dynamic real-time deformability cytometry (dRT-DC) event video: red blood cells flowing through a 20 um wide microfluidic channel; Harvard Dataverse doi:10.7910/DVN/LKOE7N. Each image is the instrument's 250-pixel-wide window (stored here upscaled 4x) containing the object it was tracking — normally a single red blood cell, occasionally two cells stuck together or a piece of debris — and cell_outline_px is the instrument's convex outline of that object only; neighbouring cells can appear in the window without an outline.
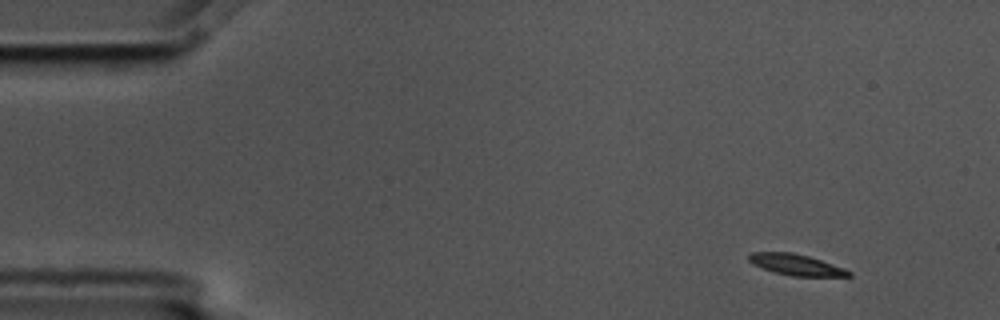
{"species": "common noctule bat (a hibernating species)", "species_latin": "Nyctalus noctula", "temperature_condition": "cold", "stored_images_in_passage": 4, "camera_frame_rate_fps": 3000, "um_per_image_px": 0.085, "animal": {"sex": "male", "body_mass_g": 17.5, "forearm_length_mm": 52.3}, "frame": {"image": 1, "passage_image": 1, "time_ms": 0.0, "image_size_px": [1000, 320], "cell_outline_px": [[852, 276], [792, 276], [776, 272], [752, 264], [748, 260], [748, 256], [752, 252], [792, 252], [808, 256], [844, 268], [852, 272]], "centroid_in_image_um": [67.67, 22.49], "position_along_channel_um": 17.3, "area_um2": 12.08}}